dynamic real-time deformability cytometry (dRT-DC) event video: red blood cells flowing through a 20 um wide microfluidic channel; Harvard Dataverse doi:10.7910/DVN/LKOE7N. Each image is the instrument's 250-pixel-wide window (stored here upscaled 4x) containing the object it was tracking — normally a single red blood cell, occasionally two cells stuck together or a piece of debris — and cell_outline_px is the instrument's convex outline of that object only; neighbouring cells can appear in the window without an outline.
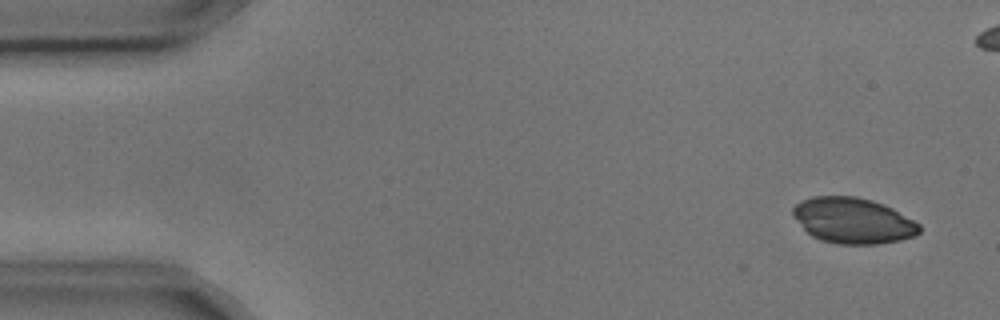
{"species": "common noctule bat (a hibernating species)", "species_latin": "Nyctalus noctula", "temperature_condition": "cold", "stored_images_in_passage": 5, "camera_frame_rate_fps": 3000, "um_per_image_px": 0.085, "animal": {"sex": "male", "body_mass_g": 17.9, "forearm_length_mm": 54.2}, "frame": {"image": 1, "passage_image": 1, "time_ms": 0.0, "image_size_px": [1000, 320], "cell_outline_px": [[920, 232], [912, 236], [900, 240], [880, 244], [836, 244], [820, 240], [812, 236], [792, 216], [792, 208], [800, 200], [812, 196], [856, 196], [872, 200], [884, 204], [892, 208], [920, 224]], "centroid_in_image_um": [72.48, 18.74], "position_along_channel_um": 12.5, "area_um2": 33.81}}